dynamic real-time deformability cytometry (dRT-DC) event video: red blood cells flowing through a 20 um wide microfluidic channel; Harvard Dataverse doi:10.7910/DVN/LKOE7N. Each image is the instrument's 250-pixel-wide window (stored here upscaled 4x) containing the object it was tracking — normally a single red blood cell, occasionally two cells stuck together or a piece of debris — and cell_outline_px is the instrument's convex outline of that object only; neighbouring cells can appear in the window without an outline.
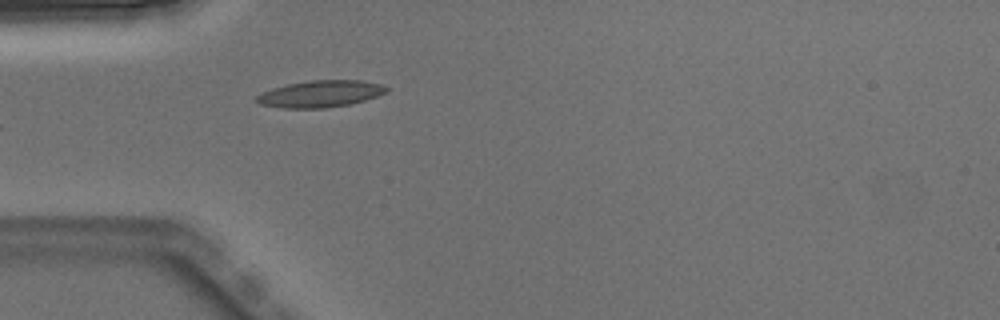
{"species": "Egyptian fruit bat (a non-hibernating species)", "species_latin": "Rousettus aegyptiacus", "temperature_condition": "warm", "stored_images_in_passage": 5, "camera_frame_rate_fps": 3000, "um_per_image_px": 0.085, "animal": {"sex": "male"}, "frame": {"image": 1, "passage_image": 5, "time_ms": 1.333, "image_size_px": [1000, 320], "cell_outline_px": [[388, 92], [364, 100], [348, 104], [324, 108], [280, 108], [260, 104], [256, 100], [256, 96], [272, 88], [288, 84], [312, 80], [364, 80], [380, 84], [388, 88]], "centroid_in_image_um": [27.24, 7.97], "position_along_channel_um": 57.8, "area_um2": 20.11}}